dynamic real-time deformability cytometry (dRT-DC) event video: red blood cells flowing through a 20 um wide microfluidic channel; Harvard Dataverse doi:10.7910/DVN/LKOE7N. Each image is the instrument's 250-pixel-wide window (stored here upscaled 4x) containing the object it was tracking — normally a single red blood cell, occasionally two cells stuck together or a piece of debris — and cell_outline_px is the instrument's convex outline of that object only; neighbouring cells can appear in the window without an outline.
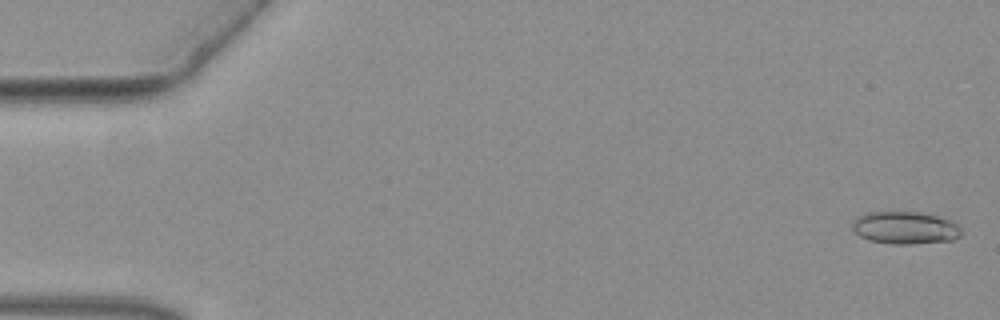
{"species": "common noctule bat (a hibernating species)", "species_latin": "Nyctalus noctula", "temperature_condition": "warm", "stored_images_in_passage": 9, "camera_frame_rate_fps": 3000, "um_per_image_px": 0.085, "animal": {"sex": "female", "body_mass_g": 19.3, "forearm_length_mm": 54.1}, "frame": {"image": 1, "passage_image": 2, "time_ms": 0.333, "image_size_px": [1000, 320], "cell_outline_px": [[960, 236], [952, 240], [912, 244], [892, 244], [868, 240], [860, 236], [852, 228], [852, 220], [868, 212], [916, 212], [936, 216], [948, 220], [956, 224], [960, 228]], "centroid_in_image_um": [76.9, 19.37], "position_along_channel_um": 8.1, "area_um2": 20.4}}